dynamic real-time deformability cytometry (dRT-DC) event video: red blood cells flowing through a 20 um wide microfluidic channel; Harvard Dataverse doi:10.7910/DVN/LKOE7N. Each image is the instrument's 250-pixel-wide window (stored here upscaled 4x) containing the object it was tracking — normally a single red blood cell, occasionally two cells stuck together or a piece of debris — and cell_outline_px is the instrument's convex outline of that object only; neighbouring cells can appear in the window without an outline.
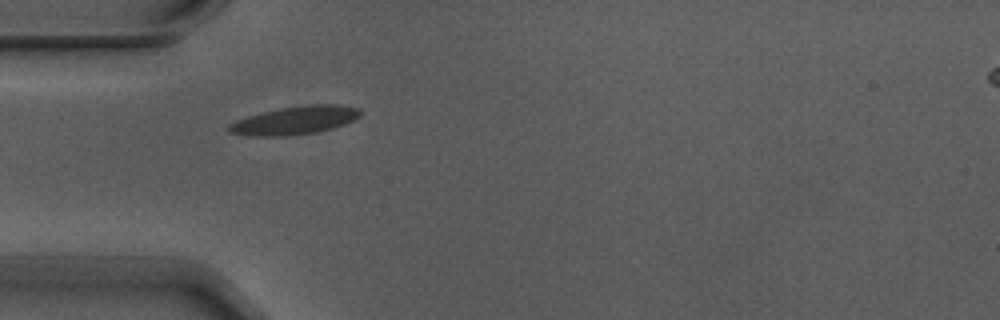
{"species": "Egyptian fruit bat (a non-hibernating species)", "species_latin": "Rousettus aegyptiacus", "temperature_condition": "warm", "stored_images_in_passage": 5, "camera_frame_rate_fps": 3000, "um_per_image_px": 0.085, "animal": {"sex": "male"}, "frame": {"image": 1, "passage_image": 4, "time_ms": 1.0, "image_size_px": [1000, 320], "cell_outline_px": [[360, 116], [344, 124], [332, 128], [316, 132], [280, 136], [256, 136], [228, 132], [228, 124], [236, 120], [248, 116], [280, 108], [312, 104], [340, 104], [360, 108]], "centroid_in_image_um": [25.08, 10.22], "position_along_channel_um": 59.9, "area_um2": 21.33}}